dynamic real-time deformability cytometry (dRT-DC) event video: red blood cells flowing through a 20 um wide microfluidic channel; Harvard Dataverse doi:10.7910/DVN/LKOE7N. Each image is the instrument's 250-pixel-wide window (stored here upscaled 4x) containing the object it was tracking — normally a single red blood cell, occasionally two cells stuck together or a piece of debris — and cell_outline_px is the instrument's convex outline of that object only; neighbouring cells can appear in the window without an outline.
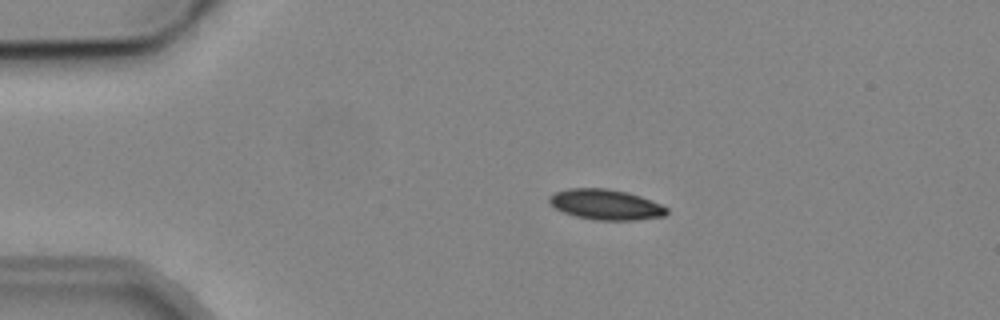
{"species": "common noctule bat (a hibernating species)", "species_latin": "Nyctalus noctula", "temperature_condition": "cold", "stored_images_in_passage": 6, "camera_frame_rate_fps": 3000, "um_per_image_px": 0.085, "animal": {"sex": "male", "body_mass_g": 19.2, "forearm_length_mm": 51.8}, "frame": {"image": 1, "passage_image": 4, "time_ms": 3.333, "image_size_px": [1000, 320], "cell_outline_px": [[668, 212], [664, 216], [636, 220], [596, 220], [576, 216], [564, 212], [556, 208], [548, 200], [548, 196], [556, 192], [568, 188], [608, 188], [628, 192], [640, 196], [660, 204], [668, 208]], "centroid_in_image_um": [51.5, 17.38], "position_along_channel_um": 33.5, "area_um2": 20.75}}